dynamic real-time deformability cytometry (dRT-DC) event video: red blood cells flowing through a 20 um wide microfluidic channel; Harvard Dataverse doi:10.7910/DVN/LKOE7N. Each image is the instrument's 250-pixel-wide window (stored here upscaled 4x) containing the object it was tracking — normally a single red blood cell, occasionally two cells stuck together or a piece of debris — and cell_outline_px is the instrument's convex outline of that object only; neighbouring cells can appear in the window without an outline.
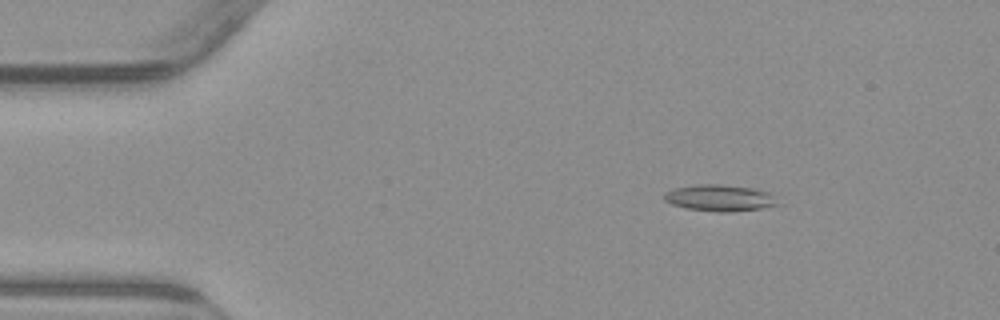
{"species": "common noctule bat (a hibernating species)", "species_latin": "Nyctalus noctula", "temperature_condition": "warm", "stored_images_in_passage": 31, "camera_frame_rate_fps": 3000, "um_per_image_px": 0.085, "animal": {"sex": "male", "body_mass_g": 23.1, "forearm_length_mm": 52.7}, "frame": {"image": 1, "passage_image": 8, "time_ms": 2.333, "image_size_px": [1000, 320], "cell_outline_px": [[784, 204], [760, 208], [728, 212], [716, 212], [684, 208], [672, 204], [664, 200], [664, 192], [676, 188], [696, 184], [720, 184], [752, 188], [768, 192]], "centroid_in_image_um": [61.19, 16.83], "position_along_channel_um": 23.8, "area_um2": 17.63}}
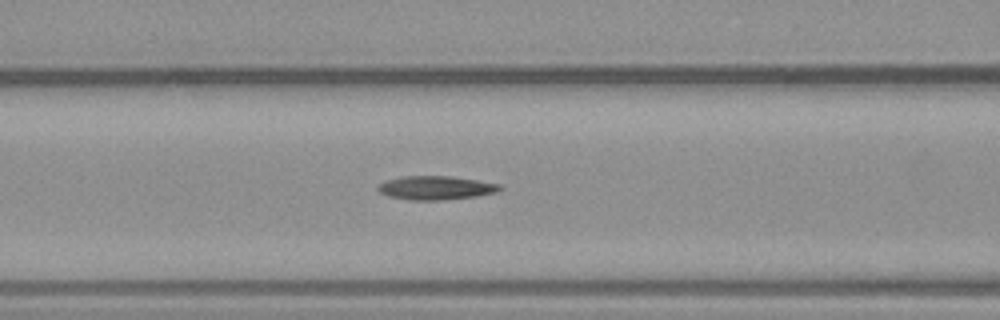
{"frame": {"image": 2, "passage_image": 22, "time_ms": 7.0, "image_size_px": [1000, 320], "cell_outline_px": [[504, 188], [500, 192], [476, 196], [440, 200], [408, 200], [388, 196], [380, 192], [376, 188], [380, 184], [388, 180], [404, 176], [452, 176], [500, 184]], "centroid_in_image_um": [37.09, 15.97], "position_along_channel_um": 129.5, "area_um2": 16.88}}
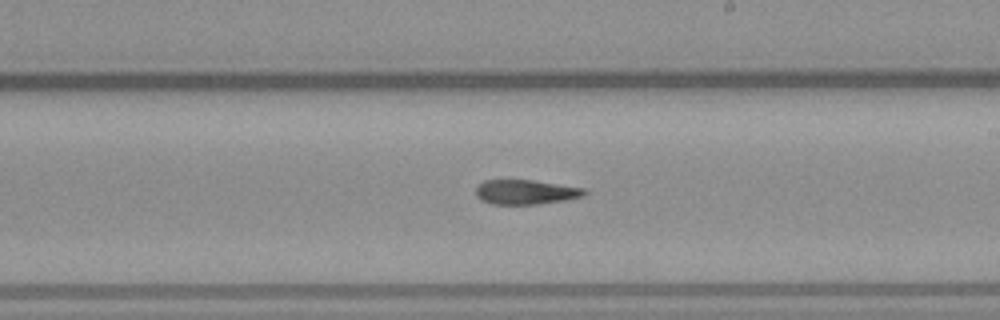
{"frame": {"image": 3, "passage_image": 31, "time_ms": 10.0, "image_size_px": [1000, 320], "cell_outline_px": [[588, 192], [584, 196], [564, 200], [536, 204], [492, 204], [480, 200], [476, 196], [476, 188], [484, 180], [532, 180], [588, 188]], "centroid_in_image_um": [44.72, 16.32], "position_along_channel_um": 244.3, "area_um2": 15.66}}